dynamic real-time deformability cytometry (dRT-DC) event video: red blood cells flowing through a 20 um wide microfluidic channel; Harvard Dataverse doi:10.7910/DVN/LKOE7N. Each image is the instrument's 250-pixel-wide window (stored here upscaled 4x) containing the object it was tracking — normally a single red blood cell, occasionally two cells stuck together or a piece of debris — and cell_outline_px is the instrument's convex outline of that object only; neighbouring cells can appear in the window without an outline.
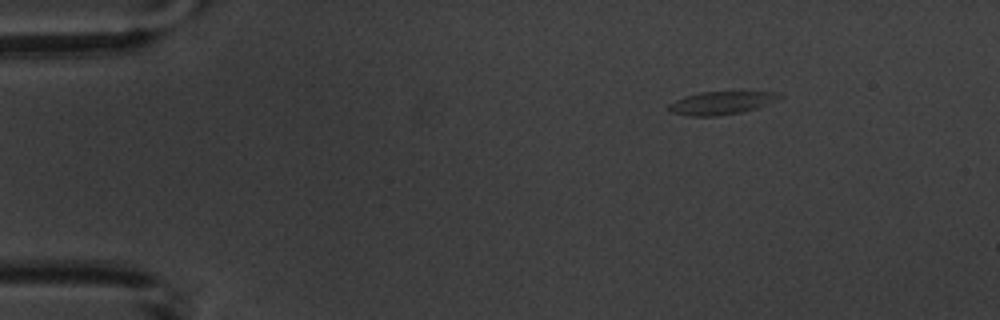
{"species": "common noctule bat (a hibernating species)", "species_latin": "Nyctalus noctula", "temperature_condition": "warm", "stored_images_in_passage": 7, "camera_frame_rate_fps": 3000, "um_per_image_px": 0.085, "animal": {"sex": "male", "body_mass_g": 20.1, "forearm_length_mm": 53.5}, "frame": {"image": 1, "passage_image": 1, "time_ms": 0.0, "image_size_px": [1000, 320], "cell_outline_px": [[784, 96], [756, 108], [740, 112], [716, 116], [688, 116], [668, 112], [668, 104], [684, 96], [700, 92], [776, 92]], "centroid_in_image_um": [61.22, 8.75], "position_along_channel_um": 23.8, "area_um2": 14.68}}
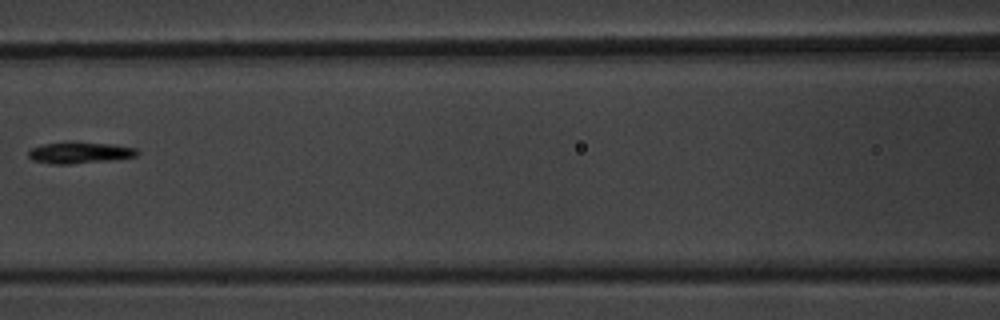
{"frame": {"image": 2, "passage_image": 6, "time_ms": 6.0, "image_size_px": [1000, 320], "cell_outline_px": [[140, 152], [136, 156], [112, 160], [68, 164], [52, 164], [32, 160], [28, 156], [28, 152], [32, 148], [40, 144], [72, 140], [112, 144], [136, 148]], "centroid_in_image_um": [6.75, 12.95], "position_along_channel_um": 159.8, "area_um2": 13.99}}
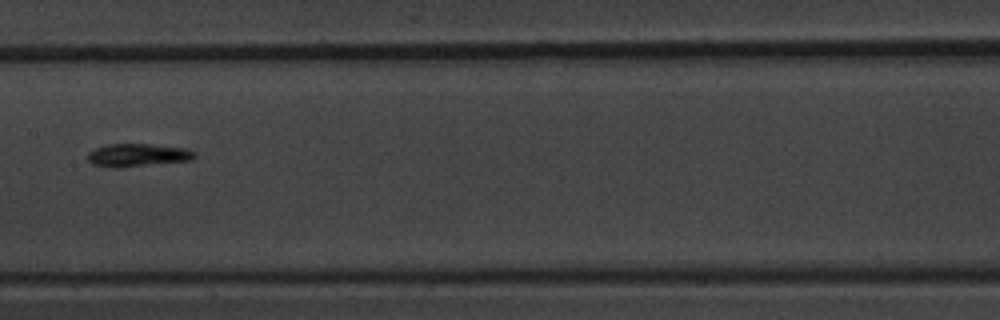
{"frame": {"image": 3, "passage_image": 7, "time_ms": 7.0, "image_size_px": [1000, 320], "cell_outline_px": [[196, 156], [192, 160], [120, 168], [112, 168], [92, 164], [88, 160], [88, 152], [96, 148], [108, 144], [148, 144], [188, 148], [196, 152]], "centroid_in_image_um": [11.72, 13.19], "position_along_channel_um": 195.7, "area_um2": 14.45}}